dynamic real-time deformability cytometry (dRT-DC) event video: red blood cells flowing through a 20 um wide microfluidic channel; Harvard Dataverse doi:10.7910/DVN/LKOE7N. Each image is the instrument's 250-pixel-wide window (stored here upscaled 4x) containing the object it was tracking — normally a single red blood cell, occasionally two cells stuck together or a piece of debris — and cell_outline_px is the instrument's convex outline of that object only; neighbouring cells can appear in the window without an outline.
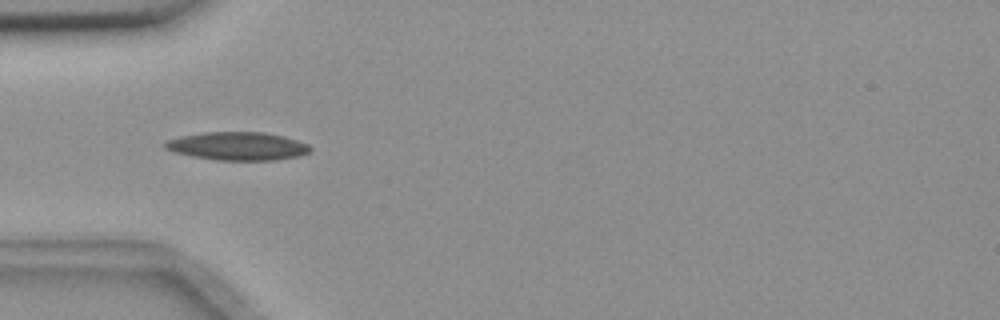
{"species": "common noctule bat (a hibernating species)", "species_latin": "Nyctalus noctula", "temperature_condition": "room temperature", "stored_images_in_passage": 11, "camera_frame_rate_fps": 3000, "um_per_image_px": 0.085, "animal": {"sex": "female", "body_mass_g": 18.4}, "frame": {"image": 1, "passage_image": 4, "time_ms": 1.0, "image_size_px": [1000, 320], "cell_outline_px": [[312, 148], [308, 152], [300, 156], [276, 160], [216, 160], [192, 156], [172, 152], [164, 148], [164, 144], [168, 140], [180, 136], [204, 132], [264, 132], [284, 136], [308, 144]], "centroid_in_image_um": [20.19, 12.42], "position_along_channel_um": 64.8, "area_um2": 23.93}}